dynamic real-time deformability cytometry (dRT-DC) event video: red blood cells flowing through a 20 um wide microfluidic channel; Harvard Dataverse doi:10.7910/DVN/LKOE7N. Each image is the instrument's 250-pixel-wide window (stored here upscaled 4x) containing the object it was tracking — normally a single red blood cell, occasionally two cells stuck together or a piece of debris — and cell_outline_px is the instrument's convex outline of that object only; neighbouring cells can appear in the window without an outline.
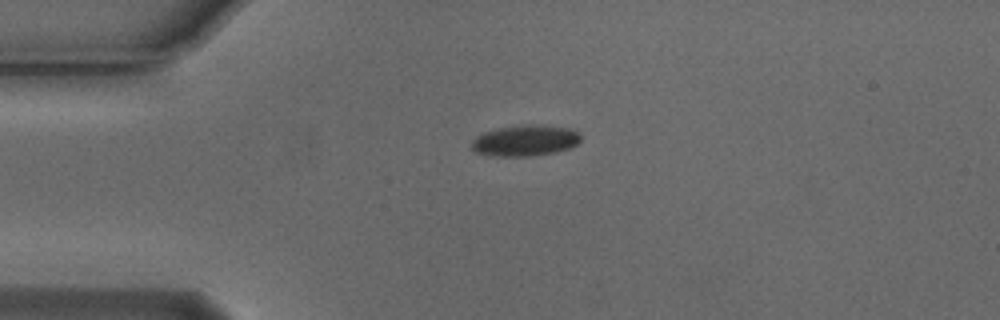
{"species": "Egyptian fruit bat (a non-hibernating species)", "species_latin": "Rousettus aegyptiacus", "temperature_condition": "cold", "stored_images_in_passage": 42, "camera_frame_rate_fps": 3000, "um_per_image_px": 0.085, "animal": {"sex": "male"}, "frame": {"image": 1, "passage_image": 1, "time_ms": 0.0, "image_size_px": [1000, 320], "cell_outline_px": [[580, 140], [576, 144], [568, 148], [552, 152], [528, 156], [496, 156], [476, 152], [472, 148], [472, 140], [476, 136], [484, 132], [500, 128], [524, 124], [536, 124], [568, 128], [580, 132]], "centroid_in_image_um": [44.63, 11.93], "position_along_channel_um": 40.4, "area_um2": 19.48}}
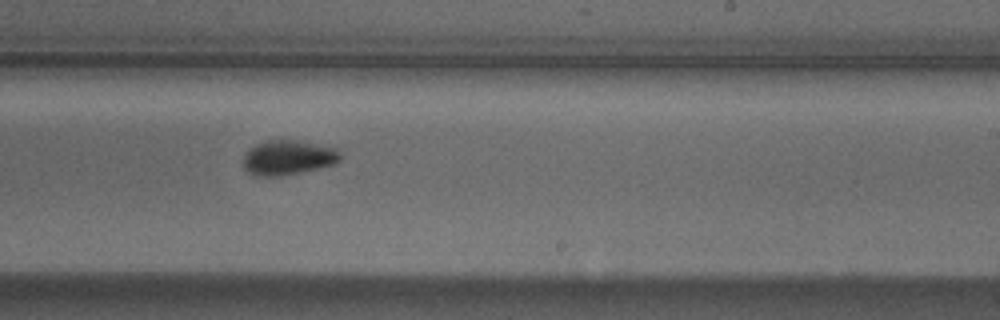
{"frame": {"image": 2, "passage_image": 21, "time_ms": 6.667, "image_size_px": [1000, 320], "cell_outline_px": [[340, 160], [336, 164], [320, 168], [280, 176], [256, 176], [248, 172], [244, 168], [244, 156], [248, 148], [264, 140], [296, 140], [340, 148]], "centroid_in_image_um": [24.51, 13.38], "position_along_channel_um": 264.5, "area_um2": 19.88}}
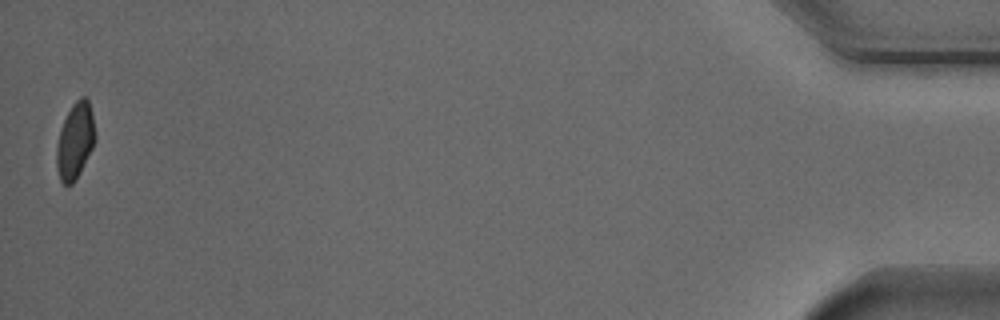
{"frame": {"image": 3, "passage_image": 42, "time_ms": 13.667, "image_size_px": [1000, 320], "cell_outline_px": [[96, 140], [76, 180], [72, 184], [64, 184], [60, 180], [56, 164], [56, 148], [60, 128], [72, 104], [80, 96], [84, 96], [88, 100], [92, 112], [96, 136]], "centroid_in_image_um": [6.39, 11.96], "position_along_channel_um": 428.8, "area_um2": 17.17}, "authors_computed_cell_mechanics": {"area_um2": 19.4786, "velocity_mm_per_s": 3.7558, "shape_relaxation_time_tau1_ms": 2.5601, "shape_relaxation_time_tau2_ms": null, "deformation_change_tau1": 0.0912, "deformation_change_tau2": null}}